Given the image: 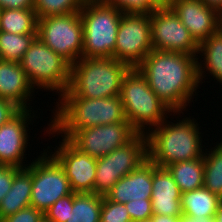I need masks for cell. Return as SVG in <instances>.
<instances>
[{"mask_svg":"<svg viewBox=\"0 0 222 222\" xmlns=\"http://www.w3.org/2000/svg\"><path fill=\"white\" fill-rule=\"evenodd\" d=\"M199 58L195 55L153 49L137 66L149 87L174 113L173 116L175 113L179 116L180 113L184 114L183 111L200 87L197 67Z\"/></svg>","mask_w":222,"mask_h":222,"instance_id":"cell-1","label":"cell"},{"mask_svg":"<svg viewBox=\"0 0 222 222\" xmlns=\"http://www.w3.org/2000/svg\"><path fill=\"white\" fill-rule=\"evenodd\" d=\"M174 122L166 119L146 132L148 159L158 167L202 158L204 155L205 145L202 144L197 120L186 117Z\"/></svg>","mask_w":222,"mask_h":222,"instance_id":"cell-2","label":"cell"},{"mask_svg":"<svg viewBox=\"0 0 222 222\" xmlns=\"http://www.w3.org/2000/svg\"><path fill=\"white\" fill-rule=\"evenodd\" d=\"M58 102L48 125L53 131H78L127 120L120 96L91 99L77 97L67 89Z\"/></svg>","mask_w":222,"mask_h":222,"instance_id":"cell-3","label":"cell"},{"mask_svg":"<svg viewBox=\"0 0 222 222\" xmlns=\"http://www.w3.org/2000/svg\"><path fill=\"white\" fill-rule=\"evenodd\" d=\"M130 68L113 57H82L71 65L68 89L77 97L91 99L119 96L123 77Z\"/></svg>","mask_w":222,"mask_h":222,"instance_id":"cell-4","label":"cell"},{"mask_svg":"<svg viewBox=\"0 0 222 222\" xmlns=\"http://www.w3.org/2000/svg\"><path fill=\"white\" fill-rule=\"evenodd\" d=\"M119 96L127 121L138 133L146 134L147 128L150 131L159 126L172 112L149 87L137 67L130 68L124 75Z\"/></svg>","mask_w":222,"mask_h":222,"instance_id":"cell-5","label":"cell"},{"mask_svg":"<svg viewBox=\"0 0 222 222\" xmlns=\"http://www.w3.org/2000/svg\"><path fill=\"white\" fill-rule=\"evenodd\" d=\"M83 24V55L113 57L122 12L103 0H84L79 11Z\"/></svg>","mask_w":222,"mask_h":222,"instance_id":"cell-6","label":"cell"},{"mask_svg":"<svg viewBox=\"0 0 222 222\" xmlns=\"http://www.w3.org/2000/svg\"><path fill=\"white\" fill-rule=\"evenodd\" d=\"M19 63L33 88L50 90L59 93V96L68 89L71 81V64L38 37L26 50Z\"/></svg>","mask_w":222,"mask_h":222,"instance_id":"cell-7","label":"cell"},{"mask_svg":"<svg viewBox=\"0 0 222 222\" xmlns=\"http://www.w3.org/2000/svg\"><path fill=\"white\" fill-rule=\"evenodd\" d=\"M148 159L146 134L138 133L130 142L97 158L94 193L105 196L123 176Z\"/></svg>","mask_w":222,"mask_h":222,"instance_id":"cell-8","label":"cell"},{"mask_svg":"<svg viewBox=\"0 0 222 222\" xmlns=\"http://www.w3.org/2000/svg\"><path fill=\"white\" fill-rule=\"evenodd\" d=\"M37 37L73 65L83 55V24L79 12L38 18Z\"/></svg>","mask_w":222,"mask_h":222,"instance_id":"cell-9","label":"cell"},{"mask_svg":"<svg viewBox=\"0 0 222 222\" xmlns=\"http://www.w3.org/2000/svg\"><path fill=\"white\" fill-rule=\"evenodd\" d=\"M47 129L46 133L61 134L62 138L67 139L82 153L94 158L108 155L116 148L130 142L138 134L127 120L88 127L78 131H53L50 127Z\"/></svg>","mask_w":222,"mask_h":222,"instance_id":"cell-10","label":"cell"},{"mask_svg":"<svg viewBox=\"0 0 222 222\" xmlns=\"http://www.w3.org/2000/svg\"><path fill=\"white\" fill-rule=\"evenodd\" d=\"M44 150L32 160V194L30 205L43 214L60 198L73 191L60 164Z\"/></svg>","mask_w":222,"mask_h":222,"instance_id":"cell-11","label":"cell"},{"mask_svg":"<svg viewBox=\"0 0 222 222\" xmlns=\"http://www.w3.org/2000/svg\"><path fill=\"white\" fill-rule=\"evenodd\" d=\"M150 15L123 13L117 31L114 59L137 67L153 50Z\"/></svg>","mask_w":222,"mask_h":222,"instance_id":"cell-12","label":"cell"},{"mask_svg":"<svg viewBox=\"0 0 222 222\" xmlns=\"http://www.w3.org/2000/svg\"><path fill=\"white\" fill-rule=\"evenodd\" d=\"M150 31L154 50L178 52L198 57L199 44L193 39L172 8H157L150 14Z\"/></svg>","mask_w":222,"mask_h":222,"instance_id":"cell-13","label":"cell"},{"mask_svg":"<svg viewBox=\"0 0 222 222\" xmlns=\"http://www.w3.org/2000/svg\"><path fill=\"white\" fill-rule=\"evenodd\" d=\"M54 152L50 155L64 169L73 193H94L97 158L82 153L65 138Z\"/></svg>","mask_w":222,"mask_h":222,"instance_id":"cell-14","label":"cell"},{"mask_svg":"<svg viewBox=\"0 0 222 222\" xmlns=\"http://www.w3.org/2000/svg\"><path fill=\"white\" fill-rule=\"evenodd\" d=\"M21 109L15 116L0 127V162L12 167L26 168L24 156L27 150L30 133L28 124L36 117L35 111ZM33 116L31 115L32 113ZM31 118V119H30ZM30 123H29V122ZM28 122V123H27ZM24 163V164H23Z\"/></svg>","mask_w":222,"mask_h":222,"instance_id":"cell-15","label":"cell"},{"mask_svg":"<svg viewBox=\"0 0 222 222\" xmlns=\"http://www.w3.org/2000/svg\"><path fill=\"white\" fill-rule=\"evenodd\" d=\"M171 8L198 44L222 28V15L201 0H175Z\"/></svg>","mask_w":222,"mask_h":222,"instance_id":"cell-16","label":"cell"},{"mask_svg":"<svg viewBox=\"0 0 222 222\" xmlns=\"http://www.w3.org/2000/svg\"><path fill=\"white\" fill-rule=\"evenodd\" d=\"M152 211L153 214L182 216L181 192L166 167L152 163Z\"/></svg>","mask_w":222,"mask_h":222,"instance_id":"cell-17","label":"cell"},{"mask_svg":"<svg viewBox=\"0 0 222 222\" xmlns=\"http://www.w3.org/2000/svg\"><path fill=\"white\" fill-rule=\"evenodd\" d=\"M105 196L110 201L118 203L151 199L152 162L147 159L137 169L123 176Z\"/></svg>","mask_w":222,"mask_h":222,"instance_id":"cell-18","label":"cell"},{"mask_svg":"<svg viewBox=\"0 0 222 222\" xmlns=\"http://www.w3.org/2000/svg\"><path fill=\"white\" fill-rule=\"evenodd\" d=\"M34 91L19 62L0 59L1 99L13 102L20 109H28Z\"/></svg>","mask_w":222,"mask_h":222,"instance_id":"cell-19","label":"cell"},{"mask_svg":"<svg viewBox=\"0 0 222 222\" xmlns=\"http://www.w3.org/2000/svg\"><path fill=\"white\" fill-rule=\"evenodd\" d=\"M26 168H20L13 176L10 191L0 203V219L27 208L32 194V161Z\"/></svg>","mask_w":222,"mask_h":222,"instance_id":"cell-20","label":"cell"},{"mask_svg":"<svg viewBox=\"0 0 222 222\" xmlns=\"http://www.w3.org/2000/svg\"><path fill=\"white\" fill-rule=\"evenodd\" d=\"M198 54L204 56L197 63L199 83H203L207 71L222 85V28L199 44Z\"/></svg>","mask_w":222,"mask_h":222,"instance_id":"cell-21","label":"cell"},{"mask_svg":"<svg viewBox=\"0 0 222 222\" xmlns=\"http://www.w3.org/2000/svg\"><path fill=\"white\" fill-rule=\"evenodd\" d=\"M221 198L204 186L181 193V209L184 216L193 218L214 217Z\"/></svg>","mask_w":222,"mask_h":222,"instance_id":"cell-22","label":"cell"},{"mask_svg":"<svg viewBox=\"0 0 222 222\" xmlns=\"http://www.w3.org/2000/svg\"><path fill=\"white\" fill-rule=\"evenodd\" d=\"M173 176L181 193L193 191L204 186V159L172 163L166 167Z\"/></svg>","mask_w":222,"mask_h":222,"instance_id":"cell-23","label":"cell"},{"mask_svg":"<svg viewBox=\"0 0 222 222\" xmlns=\"http://www.w3.org/2000/svg\"><path fill=\"white\" fill-rule=\"evenodd\" d=\"M38 17L33 8L1 9L0 31L14 34H37Z\"/></svg>","mask_w":222,"mask_h":222,"instance_id":"cell-24","label":"cell"},{"mask_svg":"<svg viewBox=\"0 0 222 222\" xmlns=\"http://www.w3.org/2000/svg\"><path fill=\"white\" fill-rule=\"evenodd\" d=\"M102 195L73 193V206L66 222H100Z\"/></svg>","mask_w":222,"mask_h":222,"instance_id":"cell-25","label":"cell"},{"mask_svg":"<svg viewBox=\"0 0 222 222\" xmlns=\"http://www.w3.org/2000/svg\"><path fill=\"white\" fill-rule=\"evenodd\" d=\"M205 150L204 187L222 199V140L211 151Z\"/></svg>","mask_w":222,"mask_h":222,"instance_id":"cell-26","label":"cell"},{"mask_svg":"<svg viewBox=\"0 0 222 222\" xmlns=\"http://www.w3.org/2000/svg\"><path fill=\"white\" fill-rule=\"evenodd\" d=\"M37 34H14L0 31V59L19 62Z\"/></svg>","mask_w":222,"mask_h":222,"instance_id":"cell-27","label":"cell"},{"mask_svg":"<svg viewBox=\"0 0 222 222\" xmlns=\"http://www.w3.org/2000/svg\"><path fill=\"white\" fill-rule=\"evenodd\" d=\"M84 0H34L33 9L38 18L79 12Z\"/></svg>","mask_w":222,"mask_h":222,"instance_id":"cell-28","label":"cell"},{"mask_svg":"<svg viewBox=\"0 0 222 222\" xmlns=\"http://www.w3.org/2000/svg\"><path fill=\"white\" fill-rule=\"evenodd\" d=\"M100 222H132L125 203L110 201L103 196Z\"/></svg>","mask_w":222,"mask_h":222,"instance_id":"cell-29","label":"cell"},{"mask_svg":"<svg viewBox=\"0 0 222 222\" xmlns=\"http://www.w3.org/2000/svg\"><path fill=\"white\" fill-rule=\"evenodd\" d=\"M122 13L150 15L157 7L150 0H103Z\"/></svg>","mask_w":222,"mask_h":222,"instance_id":"cell-30","label":"cell"},{"mask_svg":"<svg viewBox=\"0 0 222 222\" xmlns=\"http://www.w3.org/2000/svg\"><path fill=\"white\" fill-rule=\"evenodd\" d=\"M73 206V192L58 199L45 213L44 217L52 222H66Z\"/></svg>","mask_w":222,"mask_h":222,"instance_id":"cell-31","label":"cell"},{"mask_svg":"<svg viewBox=\"0 0 222 222\" xmlns=\"http://www.w3.org/2000/svg\"><path fill=\"white\" fill-rule=\"evenodd\" d=\"M132 221L147 220L153 215L151 199L132 200L125 203Z\"/></svg>","mask_w":222,"mask_h":222,"instance_id":"cell-32","label":"cell"},{"mask_svg":"<svg viewBox=\"0 0 222 222\" xmlns=\"http://www.w3.org/2000/svg\"><path fill=\"white\" fill-rule=\"evenodd\" d=\"M43 217L44 214L41 211L29 206L2 219V222H40Z\"/></svg>","mask_w":222,"mask_h":222,"instance_id":"cell-33","label":"cell"},{"mask_svg":"<svg viewBox=\"0 0 222 222\" xmlns=\"http://www.w3.org/2000/svg\"><path fill=\"white\" fill-rule=\"evenodd\" d=\"M19 169L20 168L0 162V203L4 196L10 191L13 176Z\"/></svg>","mask_w":222,"mask_h":222,"instance_id":"cell-34","label":"cell"},{"mask_svg":"<svg viewBox=\"0 0 222 222\" xmlns=\"http://www.w3.org/2000/svg\"><path fill=\"white\" fill-rule=\"evenodd\" d=\"M21 109L13 102L0 98V127L15 116Z\"/></svg>","mask_w":222,"mask_h":222,"instance_id":"cell-35","label":"cell"},{"mask_svg":"<svg viewBox=\"0 0 222 222\" xmlns=\"http://www.w3.org/2000/svg\"><path fill=\"white\" fill-rule=\"evenodd\" d=\"M34 0H0L1 9H27L33 8Z\"/></svg>","mask_w":222,"mask_h":222,"instance_id":"cell-36","label":"cell"},{"mask_svg":"<svg viewBox=\"0 0 222 222\" xmlns=\"http://www.w3.org/2000/svg\"><path fill=\"white\" fill-rule=\"evenodd\" d=\"M152 222H178L180 219V216H169V215H158V214H153L152 217Z\"/></svg>","mask_w":222,"mask_h":222,"instance_id":"cell-37","label":"cell"},{"mask_svg":"<svg viewBox=\"0 0 222 222\" xmlns=\"http://www.w3.org/2000/svg\"><path fill=\"white\" fill-rule=\"evenodd\" d=\"M178 222H214V217H204L202 218H193L190 216H180V219Z\"/></svg>","mask_w":222,"mask_h":222,"instance_id":"cell-38","label":"cell"},{"mask_svg":"<svg viewBox=\"0 0 222 222\" xmlns=\"http://www.w3.org/2000/svg\"><path fill=\"white\" fill-rule=\"evenodd\" d=\"M208 7L217 10L222 15V0H201Z\"/></svg>","mask_w":222,"mask_h":222,"instance_id":"cell-39","label":"cell"},{"mask_svg":"<svg viewBox=\"0 0 222 222\" xmlns=\"http://www.w3.org/2000/svg\"><path fill=\"white\" fill-rule=\"evenodd\" d=\"M157 8H171L175 0H150Z\"/></svg>","mask_w":222,"mask_h":222,"instance_id":"cell-40","label":"cell"},{"mask_svg":"<svg viewBox=\"0 0 222 222\" xmlns=\"http://www.w3.org/2000/svg\"><path fill=\"white\" fill-rule=\"evenodd\" d=\"M214 222H222V200L214 216Z\"/></svg>","mask_w":222,"mask_h":222,"instance_id":"cell-41","label":"cell"},{"mask_svg":"<svg viewBox=\"0 0 222 222\" xmlns=\"http://www.w3.org/2000/svg\"><path fill=\"white\" fill-rule=\"evenodd\" d=\"M132 222H152V219H147V220H136V221H132Z\"/></svg>","mask_w":222,"mask_h":222,"instance_id":"cell-42","label":"cell"},{"mask_svg":"<svg viewBox=\"0 0 222 222\" xmlns=\"http://www.w3.org/2000/svg\"><path fill=\"white\" fill-rule=\"evenodd\" d=\"M40 222H52V221H49L45 217H43Z\"/></svg>","mask_w":222,"mask_h":222,"instance_id":"cell-43","label":"cell"}]
</instances>
